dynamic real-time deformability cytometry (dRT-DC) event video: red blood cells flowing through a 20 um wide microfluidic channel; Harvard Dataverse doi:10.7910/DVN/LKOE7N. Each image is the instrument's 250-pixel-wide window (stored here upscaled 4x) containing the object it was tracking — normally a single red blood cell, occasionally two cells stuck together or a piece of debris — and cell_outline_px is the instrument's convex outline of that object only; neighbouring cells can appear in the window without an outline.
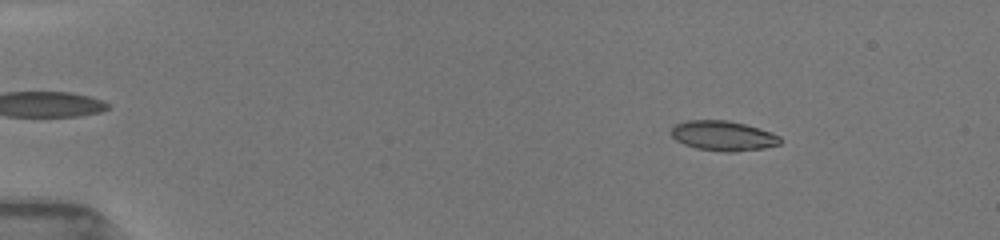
{"species": "common noctule bat (a hibernating species)", "species_latin": "Nyctalus noctula", "temperature_condition": "room temperature", "stored_images_in_passage": 52, "camera_frame_rate_fps": 3000, "um_per_image_px": 0.085, "animal": {"sex": "female", "body_mass_g": 19.5, "forearm_length_mm": 54.1}, "frame": {"image": 1, "passage_image": 7, "time_ms": 2.0, "image_size_px": [1000, 240], "cell_outline_px": [[780, 144], [764, 148], [736, 152], [724, 152], [696, 148], [684, 144], [676, 140], [672, 136], [672, 128], [676, 124], [688, 120], [728, 120], [744, 124], [772, 132], [780, 136]], "centroid_in_image_um": [61.48, 11.55], "position_along_channel_um": 23.5, "area_um2": 18.96}}
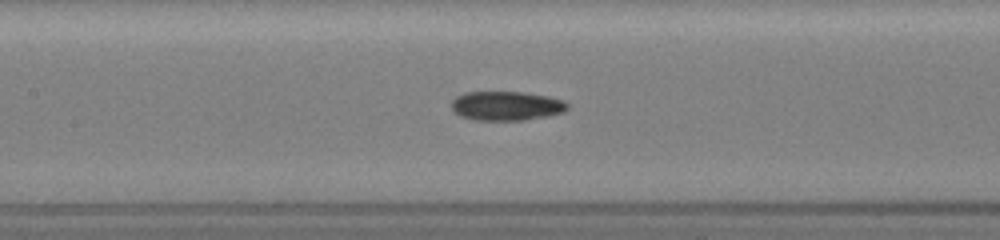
{"frame": {"image": 2, "passage_image": 25, "time_ms": 8.0, "image_size_px": [1000, 240], "cell_outline_px": [[568, 108], [564, 112], [548, 116], [524, 120], [476, 120], [460, 116], [452, 108], [452, 100], [456, 96], [464, 92], [524, 92], [548, 96], [564, 100], [568, 104]], "centroid_in_image_um": [43.06, 8.99], "position_along_channel_um": 164.3, "area_um2": 19.83}}
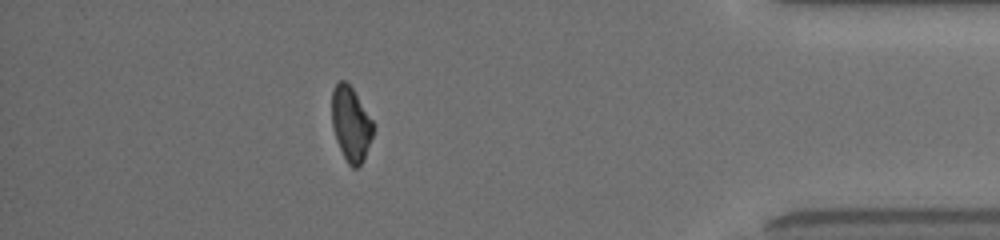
{"frame": {"image": 3, "passage_image": 46, "time_ms": 15.0, "image_size_px": [1000, 240], "cell_outline_px": [[376, 124], [364, 160], [356, 168], [352, 168], [348, 164], [336, 140], [332, 124], [332, 88], [340, 80], [344, 80], [352, 88]], "centroid_in_image_um": [29.84, 10.53], "position_along_channel_um": 405.4, "area_um2": 18.03}, "authors_computed_cell_mechanics": {"area_um2": 19.1607, "velocity_mm_per_s": 3.9756, "shape_relaxation_time_tau1_ms": 8.7911, "shape_relaxation_time_tau2_ms": 6.2747, "deformation_change_tau1": 0.1903, "deformation_change_tau2": 0.1129}}